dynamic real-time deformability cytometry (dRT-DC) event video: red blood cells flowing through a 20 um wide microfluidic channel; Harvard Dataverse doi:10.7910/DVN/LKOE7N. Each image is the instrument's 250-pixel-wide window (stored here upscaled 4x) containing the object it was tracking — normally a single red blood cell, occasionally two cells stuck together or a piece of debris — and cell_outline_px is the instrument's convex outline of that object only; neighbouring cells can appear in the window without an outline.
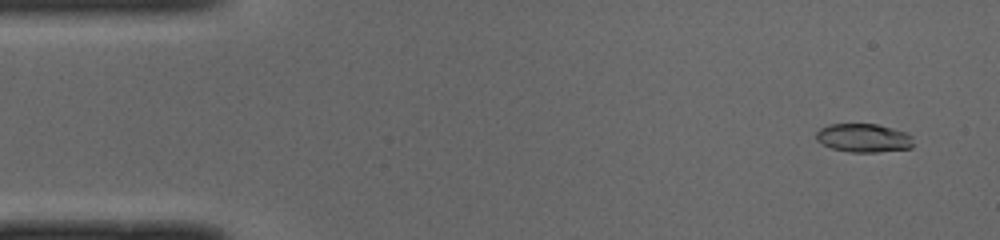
{"species": "common noctule bat (a hibernating species)", "species_latin": "Nyctalus noctula", "temperature_condition": "cold", "stored_images_in_passage": 16, "camera_frame_rate_fps": 3000, "um_per_image_px": 0.085, "animal": {"sex": "male", "body_mass_g": 19.0, "forearm_length_mm": 50.8}, "frame": {"image": 1, "passage_image": 3, "time_ms": 0.667, "image_size_px": [1000, 240], "cell_outline_px": [[912, 148], [876, 152], [852, 152], [832, 148], [816, 140], [816, 132], [820, 128], [828, 124], [876, 124], [908, 132], [912, 136]], "centroid_in_image_um": [73.42, 11.72], "position_along_channel_um": 11.6, "area_um2": 16.18}}
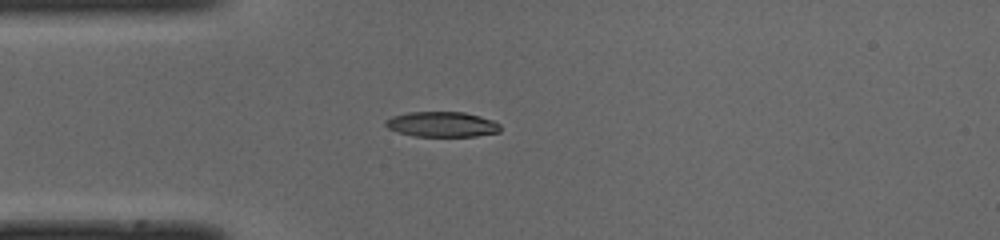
{"frame": {"image": 2, "passage_image": 13, "time_ms": 4.0, "image_size_px": [1000, 240], "cell_outline_px": [[500, 132], [476, 136], [412, 136], [388, 128], [384, 124], [384, 120], [392, 116], [408, 112], [464, 112], [480, 116], [492, 120], [500, 124]], "centroid_in_image_um": [37.56, 10.56], "position_along_channel_um": 47.4, "area_um2": 16.88}}